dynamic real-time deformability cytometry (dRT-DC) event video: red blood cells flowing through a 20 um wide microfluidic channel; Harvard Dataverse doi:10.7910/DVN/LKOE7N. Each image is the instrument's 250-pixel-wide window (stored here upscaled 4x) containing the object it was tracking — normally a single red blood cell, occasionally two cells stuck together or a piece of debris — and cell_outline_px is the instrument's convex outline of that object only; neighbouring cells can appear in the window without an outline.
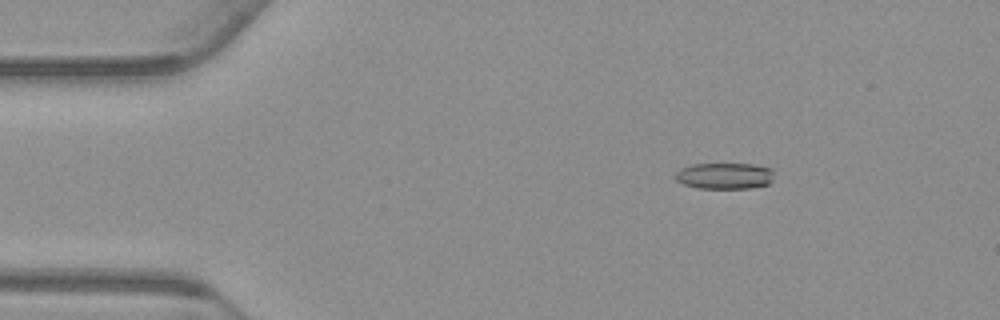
{"species": "common noctule bat (a hibernating species)", "species_latin": "Nyctalus noctula", "temperature_condition": "warm", "stored_images_in_passage": 49, "camera_frame_rate_fps": 3000, "um_per_image_px": 0.085, "animal": {"sex": "male", "body_mass_g": 23.1, "forearm_length_mm": 52.7}, "frame": {"image": 1, "passage_image": 2, "time_ms": 0.333, "image_size_px": [1000, 320], "cell_outline_px": [[772, 180], [768, 184], [748, 188], [696, 188], [684, 184], [676, 180], [676, 172], [680, 168], [692, 164], [752, 164], [772, 168]], "centroid_in_image_um": [61.57, 14.94], "position_along_channel_um": 23.4, "area_um2": 15.03}}
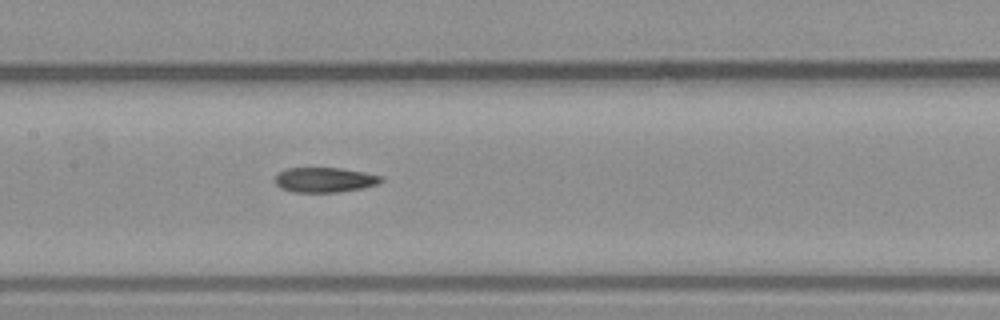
{"frame": {"image": 2, "passage_image": 20, "time_ms": 6.333, "image_size_px": [1000, 320], "cell_outline_px": [[384, 180], [380, 184], [364, 188], [336, 192], [292, 192], [280, 188], [276, 184], [276, 176], [280, 172], [288, 168], [340, 168], [364, 172], [384, 176]], "centroid_in_image_um": [27.66, 15.29], "position_along_channel_um": 179.7, "area_um2": 15.49}}
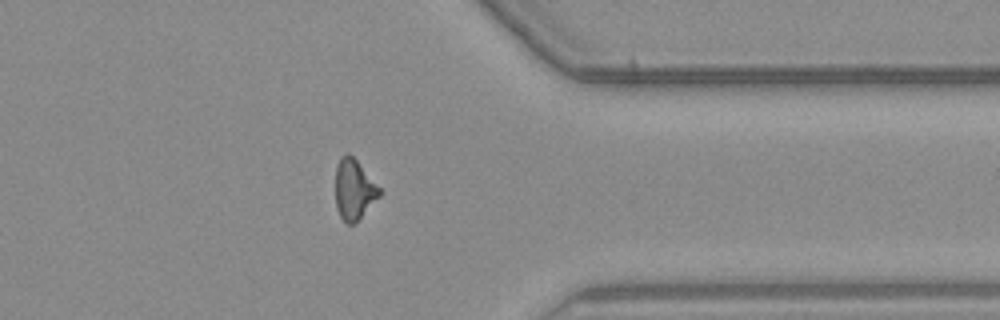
{"frame": {"image": 3, "passage_image": 37, "time_ms": 12.0, "image_size_px": [1000, 320], "cell_outline_px": [[380, 196], [352, 224], [348, 224], [340, 216], [336, 208], [336, 164], [340, 156], [348, 152], [356, 160], [380, 188]], "centroid_in_image_um": [30.06, 16.07], "position_along_channel_um": 381.3, "area_um2": 15.09}, "authors_computed_cell_mechanics": {"area_um2": 15.895, "velocity_mm_per_s": 3.7769, "shape_relaxation_time_tau1_ms": null, "shape_relaxation_time_tau2_ms": 6.4452, "deformation_change_tau1": null, "deformation_change_tau2": 0.1571}}